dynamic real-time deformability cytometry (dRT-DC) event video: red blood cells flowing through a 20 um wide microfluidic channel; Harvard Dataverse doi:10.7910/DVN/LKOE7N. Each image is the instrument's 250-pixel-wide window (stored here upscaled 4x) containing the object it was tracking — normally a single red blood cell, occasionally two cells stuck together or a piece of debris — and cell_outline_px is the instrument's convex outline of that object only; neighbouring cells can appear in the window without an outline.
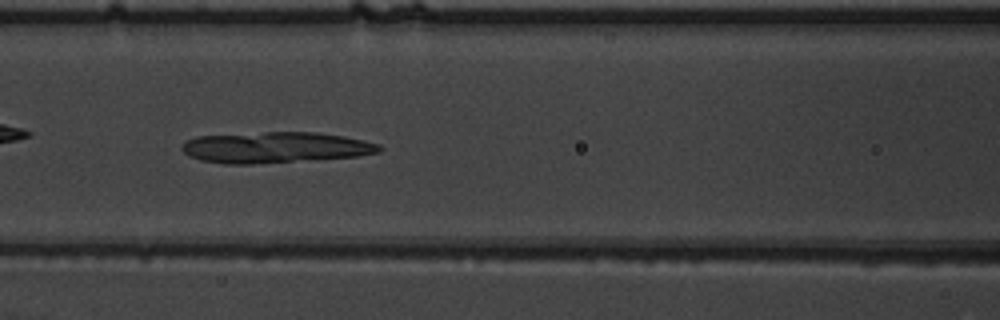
{"species": "common noctule bat (a hibernating species)", "species_latin": "Nyctalus noctula", "temperature_condition": "warm", "stored_images_in_passage": 39, "camera_frame_rate_fps": 3000, "um_per_image_px": 0.085, "animal": {"sex": "male", "body_mass_g": 19.5, "forearm_length_mm": 54.6}, "frame": {"image": 1, "passage_image": 9, "time_ms": 2.667, "image_size_px": [1000, 320], "cell_outline_px": [[384, 148], [380, 152], [356, 156], [316, 160], [252, 164], [224, 164], [200, 160], [188, 156], [180, 148], [184, 140], [196, 136], [264, 132], [316, 132], [344, 136], [380, 144]], "centroid_in_image_um": [23.38, 12.54], "position_along_channel_um": 143.2, "area_um2": 36.07}}
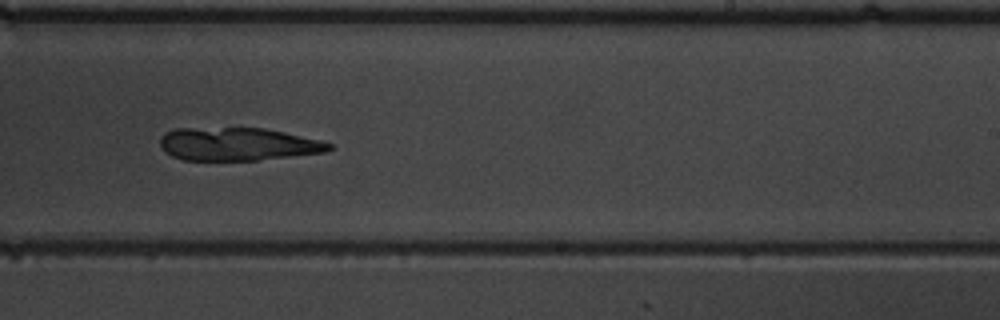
{"frame": {"image": 2, "passage_image": 19, "time_ms": 6.0, "image_size_px": [1000, 320], "cell_outline_px": [[336, 148], [324, 152], [256, 160], [184, 160], [172, 156], [164, 152], [160, 144], [160, 136], [164, 132], [176, 128], [264, 128], [284, 132], [320, 140], [332, 144]], "centroid_in_image_um": [20.18, 12.24], "position_along_channel_um": 268.8, "area_um2": 32.54}}
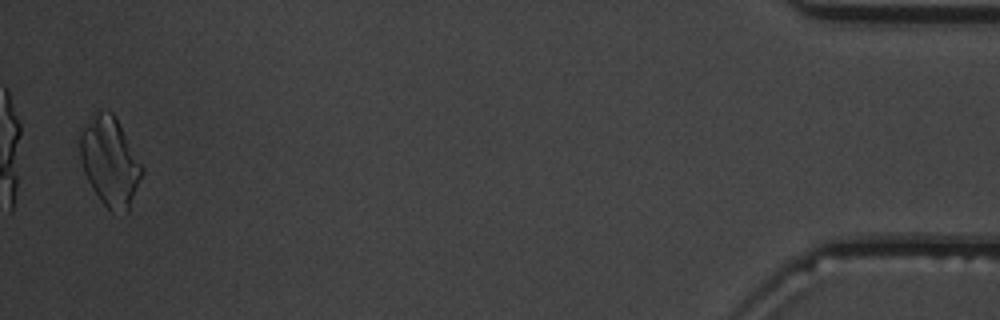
{"frame": {"image": 3, "passage_image": 38, "time_ms": 12.333, "image_size_px": [1000, 320], "cell_outline_px": [[144, 172], [128, 212], [112, 212], [100, 200], [92, 188], [84, 172], [80, 160], [80, 128], [92, 112], [96, 108], [112, 112], [144, 168]], "centroid_in_image_um": [9.32, 13.69], "position_along_channel_um": 425.9, "area_um2": 32.31}}